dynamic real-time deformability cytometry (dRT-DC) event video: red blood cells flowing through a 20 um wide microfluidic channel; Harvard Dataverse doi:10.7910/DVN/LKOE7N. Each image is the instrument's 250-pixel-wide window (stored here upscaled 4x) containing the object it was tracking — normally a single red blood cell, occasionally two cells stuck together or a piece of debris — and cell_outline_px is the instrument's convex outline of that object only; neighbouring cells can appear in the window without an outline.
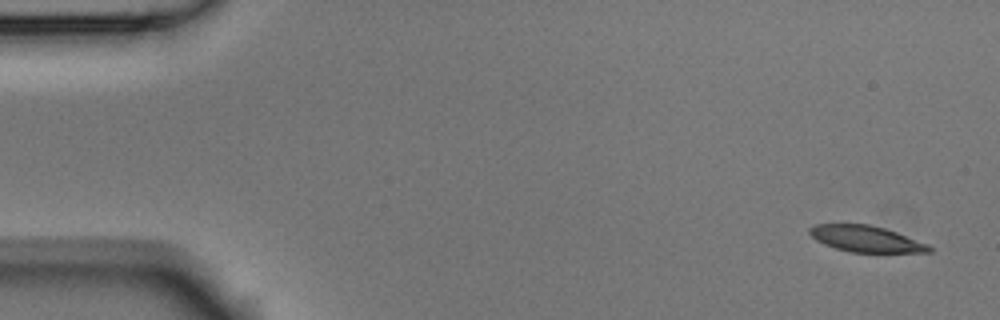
{"species": "Egyptian fruit bat (a non-hibernating species)", "species_latin": "Rousettus aegyptiacus", "temperature_condition": "room temperature", "stored_images_in_passage": 7, "camera_frame_rate_fps": 3000, "um_per_image_px": 0.085, "animal": {"sex": "male"}, "frame": {"image": 1, "passage_image": 1, "time_ms": 0.0, "image_size_px": [1000, 320], "cell_outline_px": [[932, 252], [848, 252], [824, 244], [816, 240], [808, 232], [808, 228], [816, 224], [868, 224], [884, 228], [896, 232], [928, 244], [932, 248]], "centroid_in_image_um": [73.58, 20.3], "position_along_channel_um": 11.4, "area_um2": 18.15}}
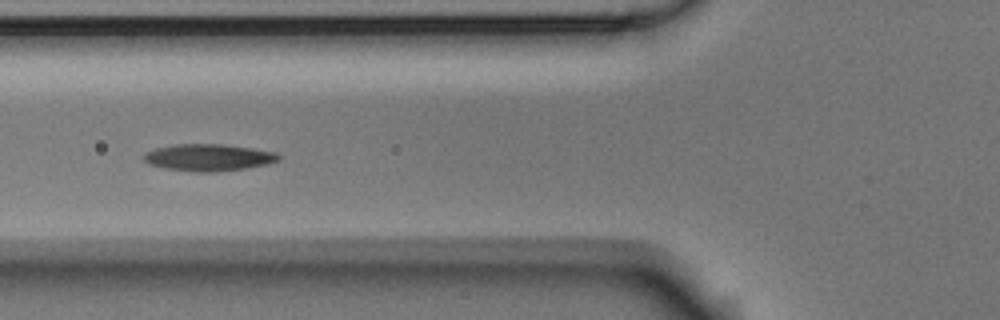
{"frame": {"image": 2, "passage_image": 6, "time_ms": 1.667, "image_size_px": [1000, 320], "cell_outline_px": [[280, 160], [268, 164], [244, 168], [216, 172], [192, 172], [164, 168], [148, 164], [144, 160], [144, 152], [156, 148], [172, 144], [220, 144], [252, 148], [276, 152], [280, 156]], "centroid_in_image_um": [17.7, 13.39], "position_along_channel_um": 108.1, "area_um2": 21.27}}
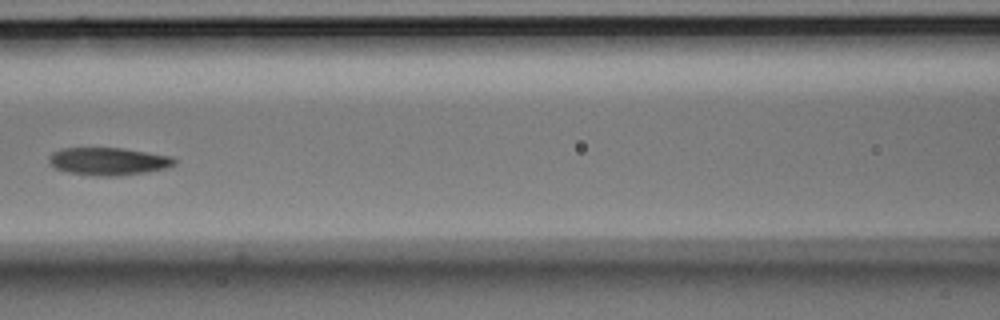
{"frame": {"image": 3, "passage_image": 7, "time_ms": 2.0, "image_size_px": [1000, 320], "cell_outline_px": [[176, 164], [164, 168], [144, 172], [116, 176], [100, 176], [68, 172], [56, 168], [48, 160], [48, 156], [52, 152], [60, 148], [120, 148], [172, 156], [176, 160]], "centroid_in_image_um": [9.19, 13.7], "position_along_channel_um": 157.4, "area_um2": 20.0}}